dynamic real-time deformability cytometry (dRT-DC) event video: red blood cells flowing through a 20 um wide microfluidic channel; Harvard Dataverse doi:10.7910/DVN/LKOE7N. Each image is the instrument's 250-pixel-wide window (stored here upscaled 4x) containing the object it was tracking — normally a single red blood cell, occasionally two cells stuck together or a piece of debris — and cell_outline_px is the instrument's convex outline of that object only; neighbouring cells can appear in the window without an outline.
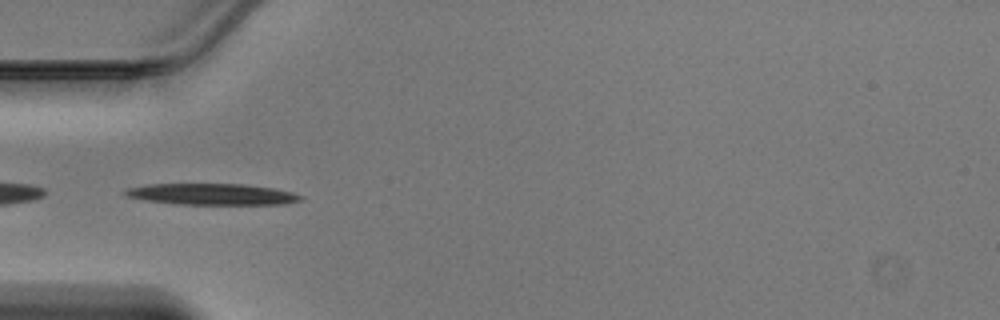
{"species": "Egyptian fruit bat (a non-hibernating species)", "species_latin": "Rousettus aegyptiacus", "temperature_condition": "warm", "stored_images_in_passage": 36, "camera_frame_rate_fps": 3000, "um_per_image_px": 0.085, "animal": {"sex": "male"}, "frame": {"image": 1, "passage_image": 4, "time_ms": 1.0, "image_size_px": [1000, 320], "cell_outline_px": [[304, 196], [300, 200], [284, 204], [176, 204], [144, 200], [124, 196], [124, 192], [128, 188], [148, 184], [244, 184], [272, 188], [292, 192]], "centroid_in_image_um": [17.99, 16.51], "position_along_channel_um": 67.0, "area_um2": 21.68}}
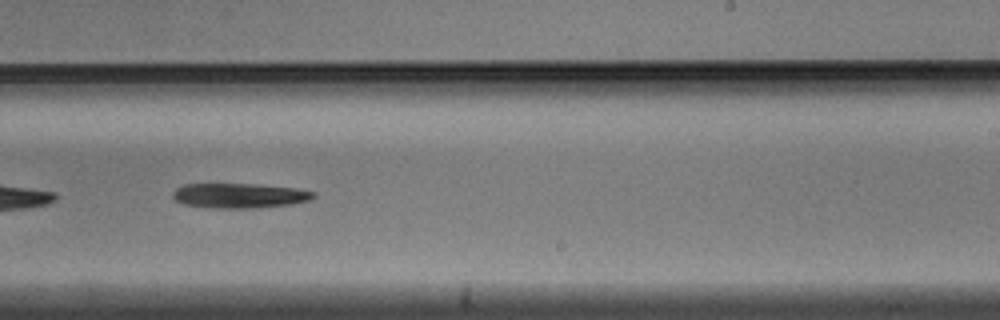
{"frame": {"image": 2, "passage_image": 18, "time_ms": 5.667, "image_size_px": [1000, 320], "cell_outline_px": [[316, 196], [308, 200], [292, 204], [252, 208], [212, 208], [184, 204], [176, 200], [172, 196], [172, 192], [176, 188], [184, 184], [260, 184], [292, 188], [316, 192]], "centroid_in_image_um": [20.33, 16.62], "position_along_channel_um": 268.7, "area_um2": 20.29}}
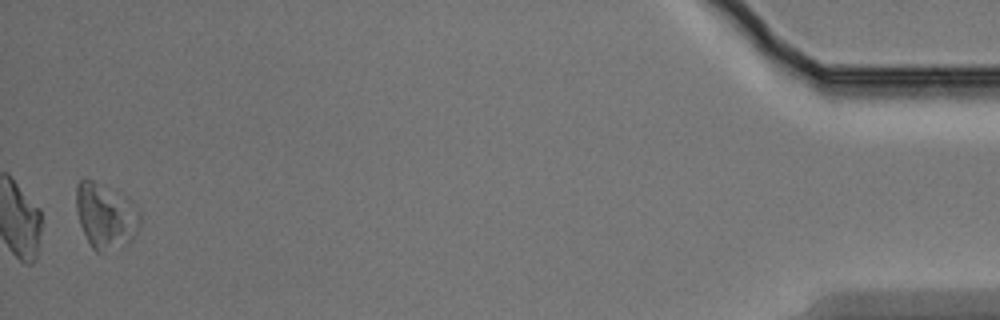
{"frame": {"image": 3, "passage_image": 35, "time_ms": 11.333, "image_size_px": [1000, 320], "cell_outline_px": [[140, 228], [132, 240], [128, 244], [120, 248], [100, 252], [96, 252], [92, 248], [80, 224], [76, 212], [76, 184], [84, 176], [132, 200], [140, 212]], "centroid_in_image_um": [8.99, 18.36], "position_along_channel_um": 426.2, "area_um2": 24.62}}